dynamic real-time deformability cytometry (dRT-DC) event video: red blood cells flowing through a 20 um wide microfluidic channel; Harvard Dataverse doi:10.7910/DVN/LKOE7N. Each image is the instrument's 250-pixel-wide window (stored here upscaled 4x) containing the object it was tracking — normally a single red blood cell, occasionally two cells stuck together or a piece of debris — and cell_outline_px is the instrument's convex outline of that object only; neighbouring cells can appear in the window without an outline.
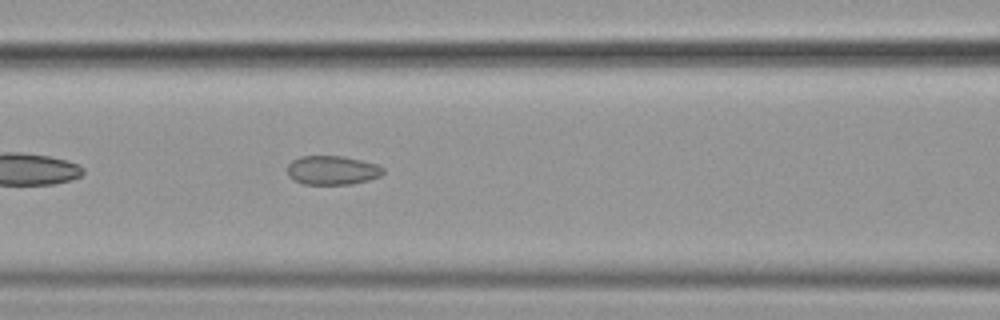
{"species": "common noctule bat (a hibernating species)", "species_latin": "Nyctalus noctula", "temperature_condition": "cold", "stored_images_in_passage": 34, "camera_frame_rate_fps": 3000, "um_per_image_px": 0.085, "animal": {"sex": "female", "body_mass_g": 19.9}, "frame": {"image": 1, "passage_image": 9, "time_ms": 2.667, "image_size_px": [1000, 320], "cell_outline_px": [[384, 172], [380, 176], [368, 180], [352, 184], [304, 184], [288, 176], [288, 164], [292, 160], [300, 156], [344, 156], [376, 164], [384, 168]], "centroid_in_image_um": [28.24, 14.46], "position_along_channel_um": 138.4, "area_um2": 16.13}}
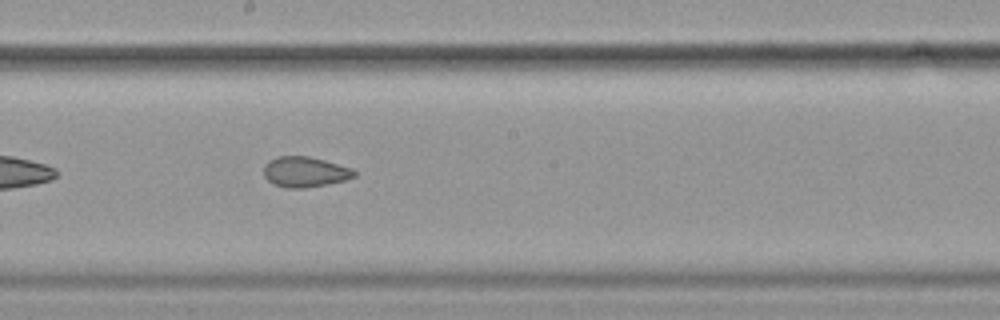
{"frame": {"image": 2, "passage_image": 16, "time_ms": 5.0, "image_size_px": [1000, 320], "cell_outline_px": [[356, 176], [344, 180], [304, 188], [288, 188], [272, 184], [264, 176], [264, 164], [268, 160], [276, 156], [308, 156], [324, 160], [352, 168], [356, 172]], "centroid_in_image_um": [25.88, 14.6], "position_along_channel_um": 222.3, "area_um2": 16.01}}
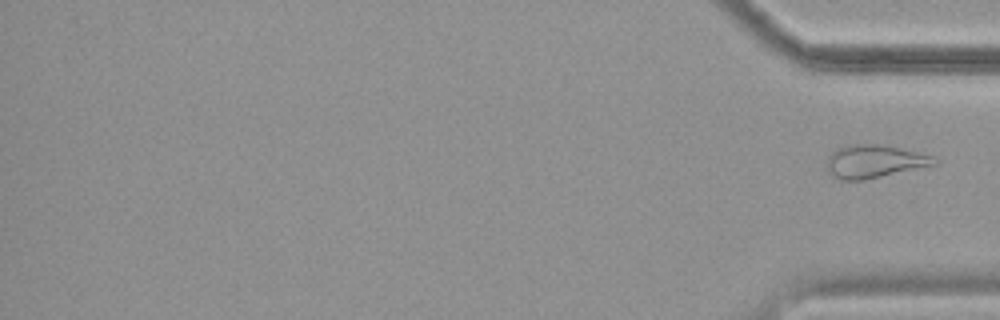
{"frame": {"image": 3, "passage_image": 34, "time_ms": 11.0, "image_size_px": [1000, 320], "cell_outline_px": [[940, 164], [864, 180], [840, 180], [832, 176], [828, 168], [828, 156], [836, 148], [848, 144], [880, 144], [900, 148], [932, 156], [940, 160]], "centroid_in_image_um": [74.35, 13.72], "position_along_channel_um": 360.9, "area_um2": 20.81}}